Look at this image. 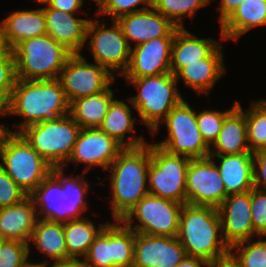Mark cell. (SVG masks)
Returning a JSON list of instances; mask_svg holds the SVG:
<instances>
[{"mask_svg": "<svg viewBox=\"0 0 266 267\" xmlns=\"http://www.w3.org/2000/svg\"><path fill=\"white\" fill-rule=\"evenodd\" d=\"M70 103L59 79L22 80L17 79L10 99L2 109V116L13 114L23 116V122L17 125L19 133L25 127L68 115Z\"/></svg>", "mask_w": 266, "mask_h": 267, "instance_id": "cell-1", "label": "cell"}, {"mask_svg": "<svg viewBox=\"0 0 266 267\" xmlns=\"http://www.w3.org/2000/svg\"><path fill=\"white\" fill-rule=\"evenodd\" d=\"M220 230L221 220L216 207L184 204L177 238L187 255L201 258L210 265L228 257L230 248Z\"/></svg>", "mask_w": 266, "mask_h": 267, "instance_id": "cell-2", "label": "cell"}, {"mask_svg": "<svg viewBox=\"0 0 266 267\" xmlns=\"http://www.w3.org/2000/svg\"><path fill=\"white\" fill-rule=\"evenodd\" d=\"M150 164V143L140 147L124 148L107 170L112 171V216L122 220L146 195L148 169ZM112 168V169H110Z\"/></svg>", "mask_w": 266, "mask_h": 267, "instance_id": "cell-3", "label": "cell"}, {"mask_svg": "<svg viewBox=\"0 0 266 267\" xmlns=\"http://www.w3.org/2000/svg\"><path fill=\"white\" fill-rule=\"evenodd\" d=\"M0 166L30 195L52 172L53 166L41 157L20 133L9 127L0 132Z\"/></svg>", "mask_w": 266, "mask_h": 267, "instance_id": "cell-4", "label": "cell"}, {"mask_svg": "<svg viewBox=\"0 0 266 267\" xmlns=\"http://www.w3.org/2000/svg\"><path fill=\"white\" fill-rule=\"evenodd\" d=\"M12 51L16 77L22 80L57 79L72 55L47 34L26 39Z\"/></svg>", "mask_w": 266, "mask_h": 267, "instance_id": "cell-5", "label": "cell"}, {"mask_svg": "<svg viewBox=\"0 0 266 267\" xmlns=\"http://www.w3.org/2000/svg\"><path fill=\"white\" fill-rule=\"evenodd\" d=\"M139 91L129 102L138 111L151 133H156L160 122L183 98L177 89V79L171 72L157 76L126 78Z\"/></svg>", "mask_w": 266, "mask_h": 267, "instance_id": "cell-6", "label": "cell"}, {"mask_svg": "<svg viewBox=\"0 0 266 267\" xmlns=\"http://www.w3.org/2000/svg\"><path fill=\"white\" fill-rule=\"evenodd\" d=\"M80 130L68 114L29 125L19 133L54 168H64Z\"/></svg>", "mask_w": 266, "mask_h": 267, "instance_id": "cell-7", "label": "cell"}, {"mask_svg": "<svg viewBox=\"0 0 266 267\" xmlns=\"http://www.w3.org/2000/svg\"><path fill=\"white\" fill-rule=\"evenodd\" d=\"M191 158L173 155L150 144L149 193L186 204V174Z\"/></svg>", "mask_w": 266, "mask_h": 267, "instance_id": "cell-8", "label": "cell"}, {"mask_svg": "<svg viewBox=\"0 0 266 267\" xmlns=\"http://www.w3.org/2000/svg\"><path fill=\"white\" fill-rule=\"evenodd\" d=\"M163 121L166 122L169 135L155 145L173 155H183L191 159L209 157L210 147L200 133L196 112L184 99Z\"/></svg>", "mask_w": 266, "mask_h": 267, "instance_id": "cell-9", "label": "cell"}, {"mask_svg": "<svg viewBox=\"0 0 266 267\" xmlns=\"http://www.w3.org/2000/svg\"><path fill=\"white\" fill-rule=\"evenodd\" d=\"M184 204L148 194L121 220L136 233L177 237L180 213ZM139 220L135 226V217ZM133 226V227H132Z\"/></svg>", "mask_w": 266, "mask_h": 267, "instance_id": "cell-10", "label": "cell"}, {"mask_svg": "<svg viewBox=\"0 0 266 267\" xmlns=\"http://www.w3.org/2000/svg\"><path fill=\"white\" fill-rule=\"evenodd\" d=\"M105 22L100 24L98 19H90L86 29V39H90L87 46L98 65L106 68L112 75L116 70L124 74L131 60V45L128 44L120 25L113 20L112 26L104 28Z\"/></svg>", "mask_w": 266, "mask_h": 267, "instance_id": "cell-11", "label": "cell"}, {"mask_svg": "<svg viewBox=\"0 0 266 267\" xmlns=\"http://www.w3.org/2000/svg\"><path fill=\"white\" fill-rule=\"evenodd\" d=\"M69 103L77 98L105 91L115 81L106 68L87 63L79 54H72L58 77Z\"/></svg>", "mask_w": 266, "mask_h": 267, "instance_id": "cell-12", "label": "cell"}, {"mask_svg": "<svg viewBox=\"0 0 266 267\" xmlns=\"http://www.w3.org/2000/svg\"><path fill=\"white\" fill-rule=\"evenodd\" d=\"M227 196L213 158L191 159L186 174V203L218 208Z\"/></svg>", "mask_w": 266, "mask_h": 267, "instance_id": "cell-13", "label": "cell"}, {"mask_svg": "<svg viewBox=\"0 0 266 267\" xmlns=\"http://www.w3.org/2000/svg\"><path fill=\"white\" fill-rule=\"evenodd\" d=\"M123 149L120 143L100 128H81L67 162L85 163L82 175L92 166H102L103 170H107Z\"/></svg>", "mask_w": 266, "mask_h": 267, "instance_id": "cell-14", "label": "cell"}, {"mask_svg": "<svg viewBox=\"0 0 266 267\" xmlns=\"http://www.w3.org/2000/svg\"><path fill=\"white\" fill-rule=\"evenodd\" d=\"M217 210L222 235L229 248L256 235L251 219V190L228 195Z\"/></svg>", "mask_w": 266, "mask_h": 267, "instance_id": "cell-15", "label": "cell"}, {"mask_svg": "<svg viewBox=\"0 0 266 267\" xmlns=\"http://www.w3.org/2000/svg\"><path fill=\"white\" fill-rule=\"evenodd\" d=\"M186 255L177 237L151 236L135 232L132 267H175Z\"/></svg>", "mask_w": 266, "mask_h": 267, "instance_id": "cell-16", "label": "cell"}, {"mask_svg": "<svg viewBox=\"0 0 266 267\" xmlns=\"http://www.w3.org/2000/svg\"><path fill=\"white\" fill-rule=\"evenodd\" d=\"M174 37H159L134 45L125 78L157 76L171 72V52Z\"/></svg>", "mask_w": 266, "mask_h": 267, "instance_id": "cell-17", "label": "cell"}, {"mask_svg": "<svg viewBox=\"0 0 266 267\" xmlns=\"http://www.w3.org/2000/svg\"><path fill=\"white\" fill-rule=\"evenodd\" d=\"M128 44L133 40L136 45L159 37H174L179 28L153 7L122 15L116 19Z\"/></svg>", "mask_w": 266, "mask_h": 267, "instance_id": "cell-18", "label": "cell"}, {"mask_svg": "<svg viewBox=\"0 0 266 267\" xmlns=\"http://www.w3.org/2000/svg\"><path fill=\"white\" fill-rule=\"evenodd\" d=\"M47 35L64 46L72 54H79L86 42V29L89 20L76 18L54 8H44Z\"/></svg>", "mask_w": 266, "mask_h": 267, "instance_id": "cell-19", "label": "cell"}, {"mask_svg": "<svg viewBox=\"0 0 266 267\" xmlns=\"http://www.w3.org/2000/svg\"><path fill=\"white\" fill-rule=\"evenodd\" d=\"M0 26L4 45L11 51L26 39L47 34L44 8L15 11Z\"/></svg>", "mask_w": 266, "mask_h": 267, "instance_id": "cell-20", "label": "cell"}, {"mask_svg": "<svg viewBox=\"0 0 266 267\" xmlns=\"http://www.w3.org/2000/svg\"><path fill=\"white\" fill-rule=\"evenodd\" d=\"M38 212L28 195L20 203L0 208V235L6 240L30 243Z\"/></svg>", "mask_w": 266, "mask_h": 267, "instance_id": "cell-21", "label": "cell"}, {"mask_svg": "<svg viewBox=\"0 0 266 267\" xmlns=\"http://www.w3.org/2000/svg\"><path fill=\"white\" fill-rule=\"evenodd\" d=\"M247 144V145H246ZM209 156L252 153L248 145L245 111L238 104L225 116Z\"/></svg>", "mask_w": 266, "mask_h": 267, "instance_id": "cell-22", "label": "cell"}, {"mask_svg": "<svg viewBox=\"0 0 266 267\" xmlns=\"http://www.w3.org/2000/svg\"><path fill=\"white\" fill-rule=\"evenodd\" d=\"M219 44L206 58L199 62L187 63L176 75V79L183 82L197 93H207L217 80L225 74L223 52Z\"/></svg>", "mask_w": 266, "mask_h": 267, "instance_id": "cell-23", "label": "cell"}, {"mask_svg": "<svg viewBox=\"0 0 266 267\" xmlns=\"http://www.w3.org/2000/svg\"><path fill=\"white\" fill-rule=\"evenodd\" d=\"M218 158L217 166L227 195L243 193L254 188L253 153L209 156Z\"/></svg>", "mask_w": 266, "mask_h": 267, "instance_id": "cell-24", "label": "cell"}, {"mask_svg": "<svg viewBox=\"0 0 266 267\" xmlns=\"http://www.w3.org/2000/svg\"><path fill=\"white\" fill-rule=\"evenodd\" d=\"M219 44L210 38H196L184 27L178 28L172 44L171 73L176 75L187 63L199 62L206 58Z\"/></svg>", "mask_w": 266, "mask_h": 267, "instance_id": "cell-25", "label": "cell"}, {"mask_svg": "<svg viewBox=\"0 0 266 267\" xmlns=\"http://www.w3.org/2000/svg\"><path fill=\"white\" fill-rule=\"evenodd\" d=\"M266 25V0H244L221 23V38L238 40L253 27Z\"/></svg>", "mask_w": 266, "mask_h": 267, "instance_id": "cell-26", "label": "cell"}, {"mask_svg": "<svg viewBox=\"0 0 266 267\" xmlns=\"http://www.w3.org/2000/svg\"><path fill=\"white\" fill-rule=\"evenodd\" d=\"M61 182L50 173L42 183L29 195L36 207H40L38 216L41 219L55 222H69L73 220L67 213L66 199L63 198Z\"/></svg>", "mask_w": 266, "mask_h": 267, "instance_id": "cell-27", "label": "cell"}, {"mask_svg": "<svg viewBox=\"0 0 266 267\" xmlns=\"http://www.w3.org/2000/svg\"><path fill=\"white\" fill-rule=\"evenodd\" d=\"M130 107L122 100L114 99L109 105L102 125L99 127L108 136L114 138L124 148H135L145 144L143 137H131L125 142L126 133L134 132V122Z\"/></svg>", "mask_w": 266, "mask_h": 267, "instance_id": "cell-28", "label": "cell"}, {"mask_svg": "<svg viewBox=\"0 0 266 267\" xmlns=\"http://www.w3.org/2000/svg\"><path fill=\"white\" fill-rule=\"evenodd\" d=\"M114 100L110 86L103 92L75 99L70 103V115L81 128H99Z\"/></svg>", "mask_w": 266, "mask_h": 267, "instance_id": "cell-29", "label": "cell"}, {"mask_svg": "<svg viewBox=\"0 0 266 267\" xmlns=\"http://www.w3.org/2000/svg\"><path fill=\"white\" fill-rule=\"evenodd\" d=\"M53 263L68 261L63 223L37 219L30 239Z\"/></svg>", "mask_w": 266, "mask_h": 267, "instance_id": "cell-30", "label": "cell"}, {"mask_svg": "<svg viewBox=\"0 0 266 267\" xmlns=\"http://www.w3.org/2000/svg\"><path fill=\"white\" fill-rule=\"evenodd\" d=\"M106 224H100L98 229L88 218L73 219L63 223V231L68 251V260H80L86 256L95 237Z\"/></svg>", "mask_w": 266, "mask_h": 267, "instance_id": "cell-31", "label": "cell"}, {"mask_svg": "<svg viewBox=\"0 0 266 267\" xmlns=\"http://www.w3.org/2000/svg\"><path fill=\"white\" fill-rule=\"evenodd\" d=\"M62 185V196L66 199L67 213L72 219H81L87 210L85 195L89 189L87 181L81 177H65L63 168H53L51 172Z\"/></svg>", "mask_w": 266, "mask_h": 267, "instance_id": "cell-32", "label": "cell"}, {"mask_svg": "<svg viewBox=\"0 0 266 267\" xmlns=\"http://www.w3.org/2000/svg\"><path fill=\"white\" fill-rule=\"evenodd\" d=\"M116 222L112 223V267H132L135 232L120 220Z\"/></svg>", "mask_w": 266, "mask_h": 267, "instance_id": "cell-33", "label": "cell"}, {"mask_svg": "<svg viewBox=\"0 0 266 267\" xmlns=\"http://www.w3.org/2000/svg\"><path fill=\"white\" fill-rule=\"evenodd\" d=\"M245 116L251 152L266 150V100L253 101Z\"/></svg>", "mask_w": 266, "mask_h": 267, "instance_id": "cell-34", "label": "cell"}, {"mask_svg": "<svg viewBox=\"0 0 266 267\" xmlns=\"http://www.w3.org/2000/svg\"><path fill=\"white\" fill-rule=\"evenodd\" d=\"M215 0H153V8L168 18L175 26L182 28L183 16L192 18L199 8Z\"/></svg>", "mask_w": 266, "mask_h": 267, "instance_id": "cell-35", "label": "cell"}, {"mask_svg": "<svg viewBox=\"0 0 266 267\" xmlns=\"http://www.w3.org/2000/svg\"><path fill=\"white\" fill-rule=\"evenodd\" d=\"M88 267H112V224L106 223L83 258Z\"/></svg>", "mask_w": 266, "mask_h": 267, "instance_id": "cell-36", "label": "cell"}, {"mask_svg": "<svg viewBox=\"0 0 266 267\" xmlns=\"http://www.w3.org/2000/svg\"><path fill=\"white\" fill-rule=\"evenodd\" d=\"M229 255L241 267H266V240L240 242L230 248Z\"/></svg>", "mask_w": 266, "mask_h": 267, "instance_id": "cell-37", "label": "cell"}, {"mask_svg": "<svg viewBox=\"0 0 266 267\" xmlns=\"http://www.w3.org/2000/svg\"><path fill=\"white\" fill-rule=\"evenodd\" d=\"M238 104V101L231 107V109L224 112L215 110H204L200 113H196L197 125L202 134V137L206 144L211 146L216 141L218 134L221 131L225 116Z\"/></svg>", "mask_w": 266, "mask_h": 267, "instance_id": "cell-38", "label": "cell"}, {"mask_svg": "<svg viewBox=\"0 0 266 267\" xmlns=\"http://www.w3.org/2000/svg\"><path fill=\"white\" fill-rule=\"evenodd\" d=\"M16 77L15 56L6 49L0 54V107L3 109L10 99Z\"/></svg>", "mask_w": 266, "mask_h": 267, "instance_id": "cell-39", "label": "cell"}, {"mask_svg": "<svg viewBox=\"0 0 266 267\" xmlns=\"http://www.w3.org/2000/svg\"><path fill=\"white\" fill-rule=\"evenodd\" d=\"M138 4H144L145 6L139 9L135 8ZM96 5L99 7V15H110L112 20H116L122 15L153 7V0H99Z\"/></svg>", "mask_w": 266, "mask_h": 267, "instance_id": "cell-40", "label": "cell"}, {"mask_svg": "<svg viewBox=\"0 0 266 267\" xmlns=\"http://www.w3.org/2000/svg\"><path fill=\"white\" fill-rule=\"evenodd\" d=\"M28 194L0 166V208L20 203Z\"/></svg>", "mask_w": 266, "mask_h": 267, "instance_id": "cell-41", "label": "cell"}, {"mask_svg": "<svg viewBox=\"0 0 266 267\" xmlns=\"http://www.w3.org/2000/svg\"><path fill=\"white\" fill-rule=\"evenodd\" d=\"M251 219L256 235L266 236V191L251 190Z\"/></svg>", "mask_w": 266, "mask_h": 267, "instance_id": "cell-42", "label": "cell"}, {"mask_svg": "<svg viewBox=\"0 0 266 267\" xmlns=\"http://www.w3.org/2000/svg\"><path fill=\"white\" fill-rule=\"evenodd\" d=\"M29 248V243L6 240L0 249V258L8 262H25L29 257Z\"/></svg>", "mask_w": 266, "mask_h": 267, "instance_id": "cell-43", "label": "cell"}, {"mask_svg": "<svg viewBox=\"0 0 266 267\" xmlns=\"http://www.w3.org/2000/svg\"><path fill=\"white\" fill-rule=\"evenodd\" d=\"M254 188L266 191V150L253 153Z\"/></svg>", "mask_w": 266, "mask_h": 267, "instance_id": "cell-44", "label": "cell"}, {"mask_svg": "<svg viewBox=\"0 0 266 267\" xmlns=\"http://www.w3.org/2000/svg\"><path fill=\"white\" fill-rule=\"evenodd\" d=\"M45 8H54L69 14L77 13L83 5V0H48Z\"/></svg>", "mask_w": 266, "mask_h": 267, "instance_id": "cell-45", "label": "cell"}, {"mask_svg": "<svg viewBox=\"0 0 266 267\" xmlns=\"http://www.w3.org/2000/svg\"><path fill=\"white\" fill-rule=\"evenodd\" d=\"M243 1L244 0H221V5L218 7L220 11L218 20L220 23H222Z\"/></svg>", "mask_w": 266, "mask_h": 267, "instance_id": "cell-46", "label": "cell"}, {"mask_svg": "<svg viewBox=\"0 0 266 267\" xmlns=\"http://www.w3.org/2000/svg\"><path fill=\"white\" fill-rule=\"evenodd\" d=\"M202 265L208 267L210 264L201 258L186 255L175 267H203Z\"/></svg>", "mask_w": 266, "mask_h": 267, "instance_id": "cell-47", "label": "cell"}, {"mask_svg": "<svg viewBox=\"0 0 266 267\" xmlns=\"http://www.w3.org/2000/svg\"><path fill=\"white\" fill-rule=\"evenodd\" d=\"M51 267H88V266L82 259L80 260L71 259L68 261L56 262Z\"/></svg>", "mask_w": 266, "mask_h": 267, "instance_id": "cell-48", "label": "cell"}, {"mask_svg": "<svg viewBox=\"0 0 266 267\" xmlns=\"http://www.w3.org/2000/svg\"><path fill=\"white\" fill-rule=\"evenodd\" d=\"M213 266L214 267H241L236 261H234L230 257V255L218 261L217 263H214Z\"/></svg>", "mask_w": 266, "mask_h": 267, "instance_id": "cell-49", "label": "cell"}, {"mask_svg": "<svg viewBox=\"0 0 266 267\" xmlns=\"http://www.w3.org/2000/svg\"><path fill=\"white\" fill-rule=\"evenodd\" d=\"M23 263L24 262H8L0 258V267H20Z\"/></svg>", "mask_w": 266, "mask_h": 267, "instance_id": "cell-50", "label": "cell"}, {"mask_svg": "<svg viewBox=\"0 0 266 267\" xmlns=\"http://www.w3.org/2000/svg\"><path fill=\"white\" fill-rule=\"evenodd\" d=\"M20 267H47L46 262H41V263H30L29 261H25Z\"/></svg>", "mask_w": 266, "mask_h": 267, "instance_id": "cell-51", "label": "cell"}, {"mask_svg": "<svg viewBox=\"0 0 266 267\" xmlns=\"http://www.w3.org/2000/svg\"><path fill=\"white\" fill-rule=\"evenodd\" d=\"M7 48L4 45L3 37H2V30L0 26V54L3 53Z\"/></svg>", "mask_w": 266, "mask_h": 267, "instance_id": "cell-52", "label": "cell"}, {"mask_svg": "<svg viewBox=\"0 0 266 267\" xmlns=\"http://www.w3.org/2000/svg\"><path fill=\"white\" fill-rule=\"evenodd\" d=\"M6 241V239L0 235V249L2 247V245L4 244V242Z\"/></svg>", "mask_w": 266, "mask_h": 267, "instance_id": "cell-53", "label": "cell"}, {"mask_svg": "<svg viewBox=\"0 0 266 267\" xmlns=\"http://www.w3.org/2000/svg\"><path fill=\"white\" fill-rule=\"evenodd\" d=\"M35 1H37V2H39V3H42V4H46V2H47L48 0H35Z\"/></svg>", "mask_w": 266, "mask_h": 267, "instance_id": "cell-54", "label": "cell"}, {"mask_svg": "<svg viewBox=\"0 0 266 267\" xmlns=\"http://www.w3.org/2000/svg\"><path fill=\"white\" fill-rule=\"evenodd\" d=\"M1 115H3V114H2V108L0 107V116H1Z\"/></svg>", "mask_w": 266, "mask_h": 267, "instance_id": "cell-55", "label": "cell"}]
</instances>
